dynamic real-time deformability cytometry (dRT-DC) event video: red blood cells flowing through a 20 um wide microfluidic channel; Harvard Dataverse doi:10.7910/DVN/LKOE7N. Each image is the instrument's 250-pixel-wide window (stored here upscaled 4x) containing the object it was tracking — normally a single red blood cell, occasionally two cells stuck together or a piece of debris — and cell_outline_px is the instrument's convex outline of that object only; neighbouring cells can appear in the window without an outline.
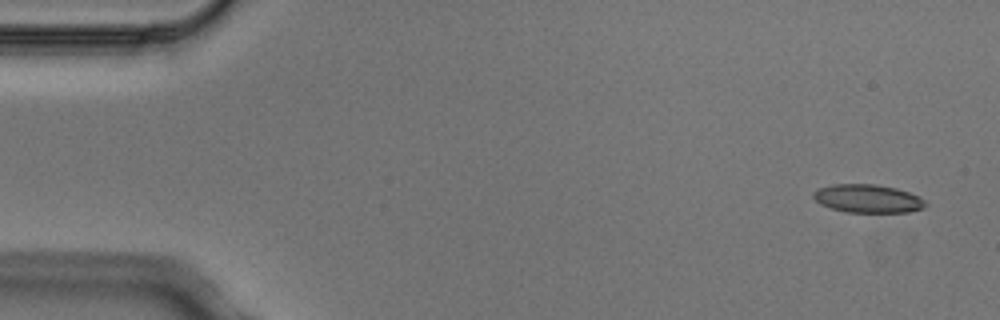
{"species": "Egyptian fruit bat (a non-hibernating species)", "species_latin": "Rousettus aegyptiacus", "temperature_condition": "cold", "stored_images_in_passage": 8, "camera_frame_rate_fps": 3000, "um_per_image_px": 0.085, "animal": {"sex": "male"}, "frame": {"image": 1, "passage_image": 1, "time_ms": 0.0, "image_size_px": [1000, 320], "cell_outline_px": [[928, 204], [924, 208], [908, 212], [848, 212], [832, 208], [820, 204], [812, 196], [812, 192], [816, 188], [832, 184], [876, 184], [896, 188], [920, 196]], "centroid_in_image_um": [73.75, 16.87], "position_along_channel_um": 11.2, "area_um2": 18.61}}
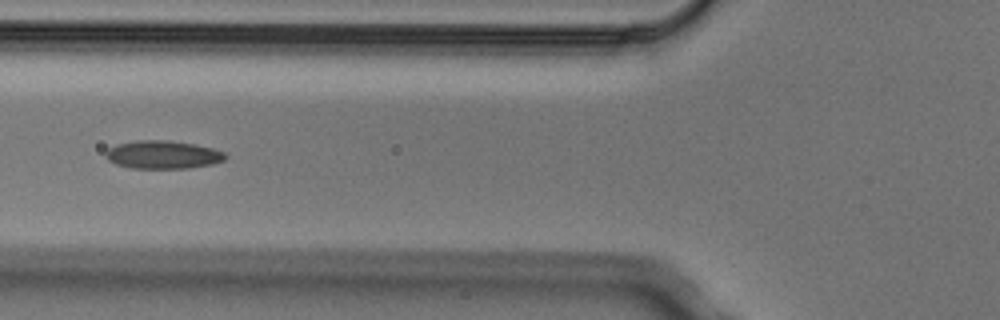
{"frame": {"image": 2, "passage_image": 5, "time_ms": 1.333, "image_size_px": [1000, 320], "cell_outline_px": [[228, 156], [224, 160], [212, 164], [188, 168], [132, 168], [116, 164], [108, 160], [104, 156], [104, 152], [108, 148], [116, 144], [136, 140], [168, 140], [196, 144], [212, 148], [224, 152]], "centroid_in_image_um": [13.82, 13.14], "position_along_channel_um": 112.0, "area_um2": 19.77}}
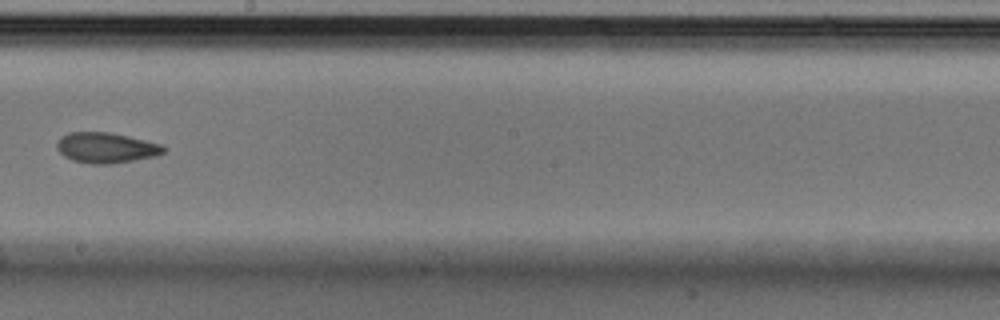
{"frame": {"image": 3, "passage_image": 8, "time_ms": 2.333, "image_size_px": [1000, 320], "cell_outline_px": [[168, 148], [164, 152], [156, 156], [112, 164], [92, 164], [72, 160], [64, 156], [56, 148], [56, 144], [60, 136], [68, 132], [108, 132], [128, 136], [164, 144]], "centroid_in_image_um": [9.04, 12.55], "position_along_channel_um": 239.2, "area_um2": 19.19}}